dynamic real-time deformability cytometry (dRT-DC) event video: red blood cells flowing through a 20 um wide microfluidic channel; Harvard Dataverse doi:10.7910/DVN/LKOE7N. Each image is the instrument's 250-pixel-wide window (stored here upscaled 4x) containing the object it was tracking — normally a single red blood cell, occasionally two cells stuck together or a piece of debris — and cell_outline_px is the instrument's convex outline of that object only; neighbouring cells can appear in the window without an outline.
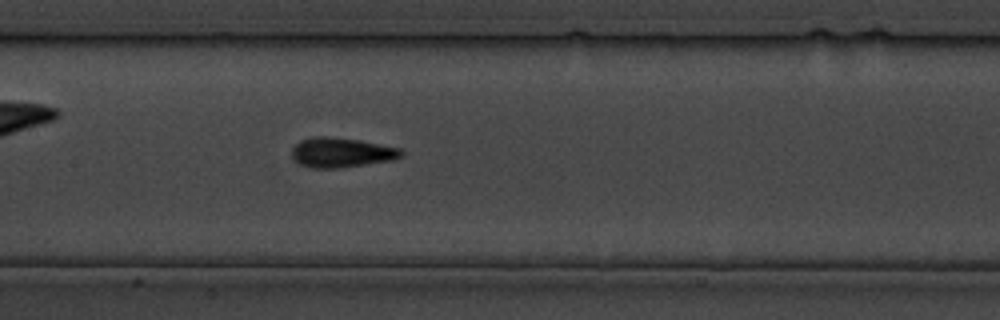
{"species": "common noctule bat (a hibernating species)", "species_latin": "Nyctalus noctula", "temperature_condition": "cold", "stored_images_in_passage": 25, "camera_frame_rate_fps": 3000, "um_per_image_px": 0.085, "animal": {"sex": "male", "body_mass_g": 19.5, "forearm_length_mm": 54.6}, "frame": {"image": 1, "passage_image": 8, "time_ms": 9.0, "image_size_px": [1000, 320], "cell_outline_px": [[404, 156], [392, 160], [340, 168], [312, 168], [300, 164], [292, 160], [292, 148], [300, 140], [316, 136], [328, 136], [360, 140], [400, 148], [404, 152]], "centroid_in_image_um": [29.01, 12.96], "position_along_channel_um": 178.4, "area_um2": 19.13}}
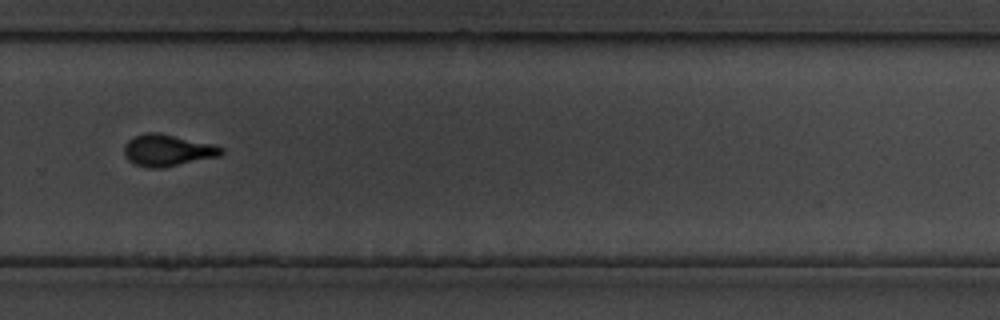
{"frame": {"image": 2, "passage_image": 15, "time_ms": 17.667, "image_size_px": [1000, 320], "cell_outline_px": [[224, 152], [220, 156], [160, 168], [148, 168], [136, 164], [128, 160], [124, 156], [124, 144], [132, 136], [144, 132], [160, 132], [216, 144], [224, 148]], "centroid_in_image_um": [14.24, 12.75], "position_along_channel_um": 315.6, "area_um2": 18.32}}
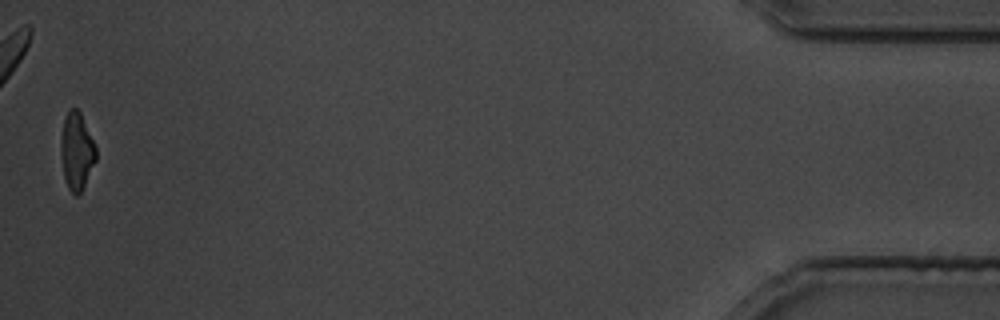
{"frame": {"image": 3, "passage_image": 25, "time_ms": 30.0, "image_size_px": [1000, 320], "cell_outline_px": [[96, 160], [80, 192], [76, 196], [68, 188], [64, 180], [60, 152], [60, 136], [64, 120], [68, 108], [76, 108], [80, 112], [96, 148]], "centroid_in_image_um": [6.48, 12.83], "position_along_channel_um": 428.7, "area_um2": 15.72}}